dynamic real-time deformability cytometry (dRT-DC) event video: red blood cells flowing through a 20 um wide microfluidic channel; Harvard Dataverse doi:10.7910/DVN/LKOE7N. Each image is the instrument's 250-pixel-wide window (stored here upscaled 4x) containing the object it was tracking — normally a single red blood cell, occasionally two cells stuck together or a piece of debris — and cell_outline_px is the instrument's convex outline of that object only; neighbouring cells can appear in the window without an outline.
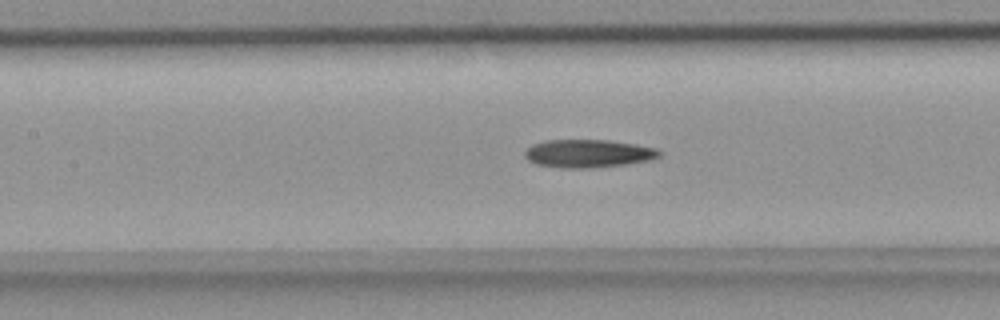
{"species": "common noctule bat (a hibernating species)", "species_latin": "Nyctalus noctula", "temperature_condition": "room temperature", "stored_images_in_passage": 39, "camera_frame_rate_fps": 3000, "um_per_image_px": 0.085, "animal": {"sex": "female", "body_mass_g": 18.4}, "frame": {"image": 1, "passage_image": 14, "time_ms": 4.333, "image_size_px": [1000, 320], "cell_outline_px": [[660, 156], [652, 160], [628, 164], [592, 168], [560, 168], [536, 164], [528, 160], [524, 156], [524, 152], [532, 144], [548, 140], [608, 140], [636, 144], [656, 148], [660, 152]], "centroid_in_image_um": [50.0, 13.05], "position_along_channel_um": 157.4, "area_um2": 22.14}}
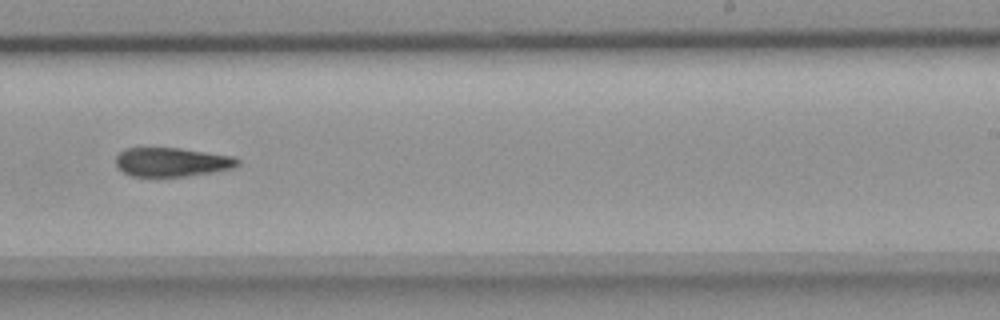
{"frame": {"image": 2, "passage_image": 23, "time_ms": 7.333, "image_size_px": [1000, 320], "cell_outline_px": [[240, 164], [232, 168], [212, 172], [188, 176], [132, 176], [124, 172], [116, 164], [116, 156], [124, 148], [180, 148], [236, 156], [240, 160]], "centroid_in_image_um": [14.65, 13.76], "position_along_channel_um": 274.3, "area_um2": 20.58}}
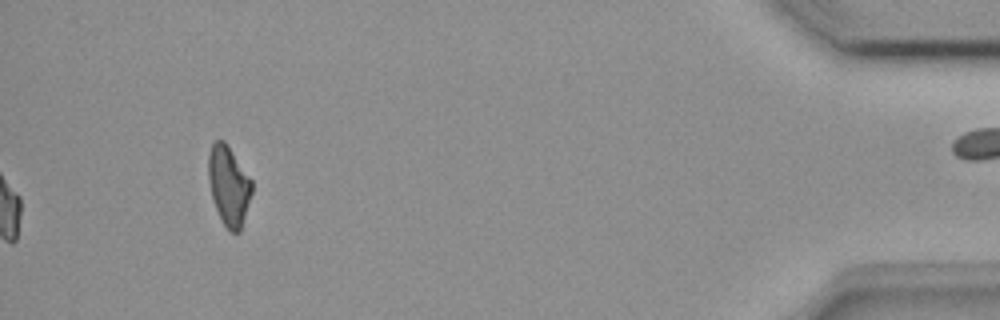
{"frame": {"image": 3, "passage_image": 39, "time_ms": 12.667, "image_size_px": [1000, 320], "cell_outline_px": [[252, 192], [240, 232], [232, 232], [224, 224], [216, 208], [212, 196], [208, 180], [208, 156], [212, 144], [216, 140], [224, 140], [252, 180]], "centroid_in_image_um": [19.44, 15.76], "position_along_channel_um": 415.8, "area_um2": 19.83}}